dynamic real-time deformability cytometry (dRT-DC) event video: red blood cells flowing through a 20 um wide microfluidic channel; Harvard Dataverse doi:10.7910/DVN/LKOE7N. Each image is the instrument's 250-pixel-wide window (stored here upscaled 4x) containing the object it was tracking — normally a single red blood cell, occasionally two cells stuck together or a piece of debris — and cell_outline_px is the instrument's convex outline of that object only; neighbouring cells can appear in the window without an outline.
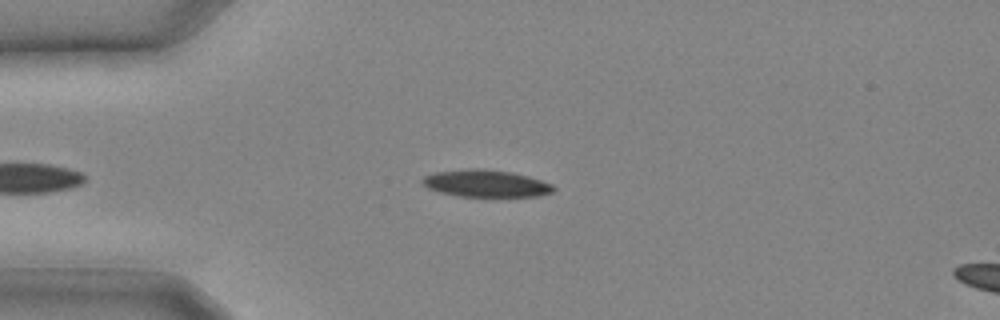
{"species": "common noctule bat (a hibernating species)", "species_latin": "Nyctalus noctula", "temperature_condition": "cold", "stored_images_in_passage": 12, "camera_frame_rate_fps": 3000, "um_per_image_px": 0.085, "animal": {"sex": "male", "body_mass_g": 20.4}, "frame": {"image": 1, "passage_image": 2, "time_ms": 0.333, "image_size_px": [1000, 320], "cell_outline_px": [[556, 188], [552, 192], [536, 196], [460, 196], [440, 192], [428, 188], [420, 180], [424, 176], [436, 172], [468, 168], [480, 168], [512, 172], [528, 176], [552, 184]], "centroid_in_image_um": [41.29, 15.58], "position_along_channel_um": 43.7, "area_um2": 20.58}}
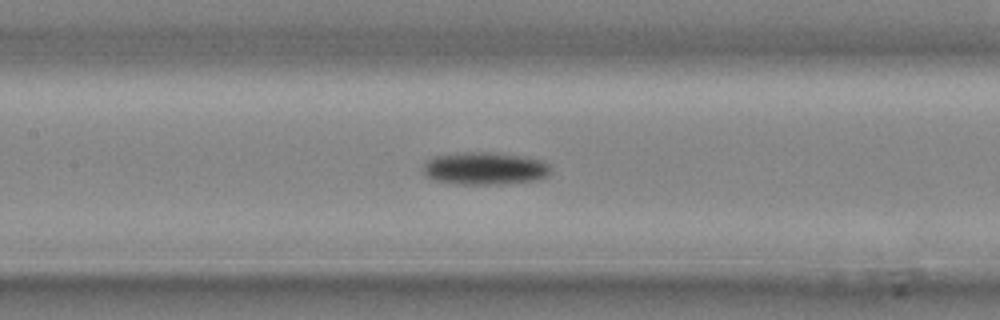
{"frame": {"image": 2, "passage_image": 8, "time_ms": 2.333, "image_size_px": [1000, 320], "cell_outline_px": [[552, 172], [540, 180], [504, 184], [460, 184], [436, 180], [428, 176], [424, 172], [424, 160], [432, 156], [460, 152], [492, 152], [524, 156], [544, 160], [552, 168]], "centroid_in_image_um": [41.26, 14.3], "position_along_channel_um": 166.1, "area_um2": 24.62}}
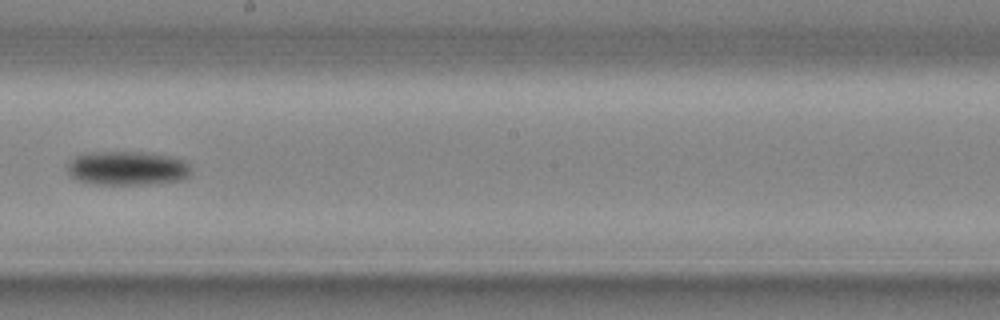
{"frame": {"image": 3, "passage_image": 11, "time_ms": 3.333, "image_size_px": [1000, 320], "cell_outline_px": [[192, 172], [184, 180], [152, 184], [92, 184], [76, 180], [68, 172], [68, 164], [76, 156], [88, 152], [152, 152], [172, 156], [184, 160], [192, 168]], "centroid_in_image_um": [10.88, 14.3], "position_along_channel_um": 237.3, "area_um2": 24.91}}